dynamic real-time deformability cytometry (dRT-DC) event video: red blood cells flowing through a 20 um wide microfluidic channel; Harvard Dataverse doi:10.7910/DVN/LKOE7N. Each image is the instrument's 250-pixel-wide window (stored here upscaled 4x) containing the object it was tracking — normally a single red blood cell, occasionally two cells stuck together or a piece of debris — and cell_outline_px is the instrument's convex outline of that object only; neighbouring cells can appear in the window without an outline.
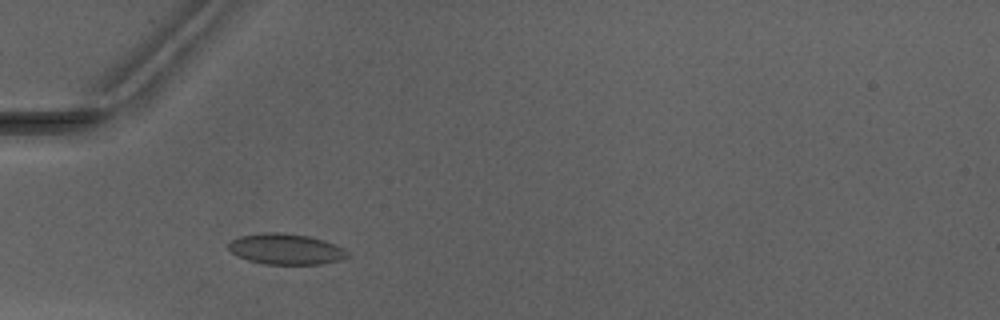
{"species": "Egyptian fruit bat (a non-hibernating species)", "species_latin": "Rousettus aegyptiacus", "temperature_condition": "warm", "stored_images_in_passage": 3, "camera_frame_rate_fps": 3000, "um_per_image_px": 0.085, "animal": {"sex": "male"}, "frame": {"image": 1, "passage_image": 2, "time_ms": 1.333, "image_size_px": [1000, 320], "cell_outline_px": [[348, 256], [340, 260], [320, 264], [264, 264], [248, 260], [236, 256], [228, 248], [228, 244], [232, 240], [240, 236], [264, 232], [284, 232], [308, 236], [324, 240], [344, 248], [348, 252]], "centroid_in_image_um": [24.29, 21.17], "position_along_channel_um": 60.7, "area_um2": 21.39}}